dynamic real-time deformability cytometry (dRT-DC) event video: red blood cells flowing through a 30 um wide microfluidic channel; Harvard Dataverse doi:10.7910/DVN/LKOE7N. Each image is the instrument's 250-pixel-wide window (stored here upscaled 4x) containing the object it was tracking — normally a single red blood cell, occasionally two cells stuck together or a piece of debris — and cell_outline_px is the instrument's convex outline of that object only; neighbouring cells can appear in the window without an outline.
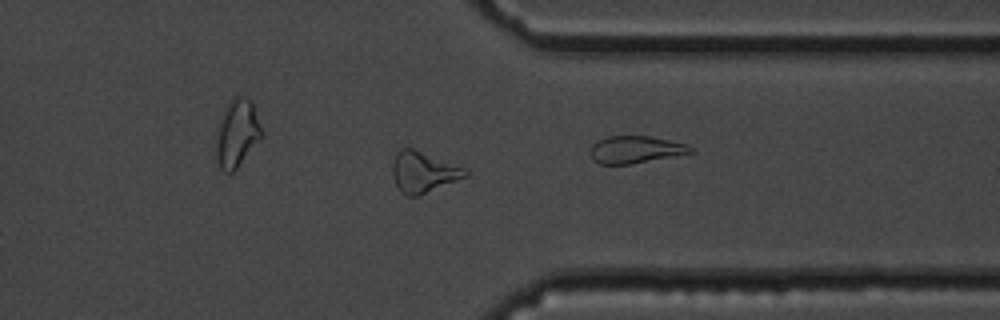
{"species": "common noctule bat (a hibernating species)", "species_latin": "Nyctalus noctula", "temperature_condition": "cold", "stored_images_in_passage": 39, "camera_frame_rate_fps": 3000, "um_per_image_px": 0.085, "animal": {"sex": "male", "body_mass_g": 19.5, "forearm_length_mm": 54.6}, "frame": {"image": 1, "passage_image": 34, "time_ms": 11.0, "image_size_px": [1000, 320], "cell_outline_px": [[468, 176], [420, 196], [408, 196], [400, 192], [392, 176], [392, 164], [396, 152], [400, 148], [412, 148], [468, 168]], "centroid_in_image_um": [36.0, 14.63], "position_along_channel_um": 375.4, "area_um2": 17.69}}